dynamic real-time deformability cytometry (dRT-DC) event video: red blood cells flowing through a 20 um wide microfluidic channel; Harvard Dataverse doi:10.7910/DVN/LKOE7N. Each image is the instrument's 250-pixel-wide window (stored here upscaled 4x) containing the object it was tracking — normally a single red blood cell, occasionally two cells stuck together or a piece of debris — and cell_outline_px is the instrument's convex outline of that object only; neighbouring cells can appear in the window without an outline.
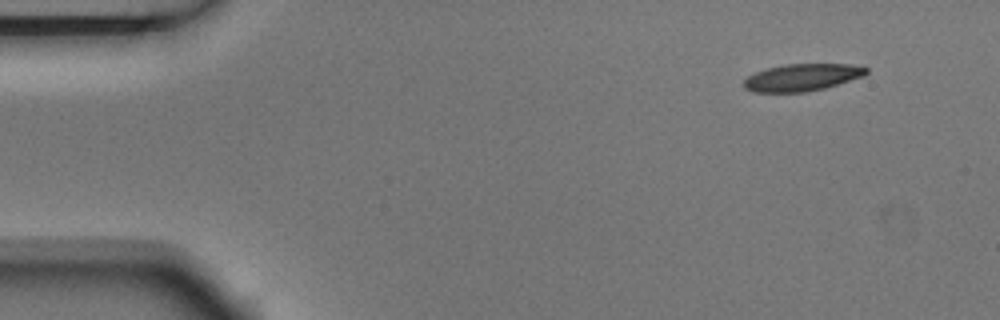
{"species": "Egyptian fruit bat (a non-hibernating species)", "species_latin": "Rousettus aegyptiacus", "temperature_condition": "room temperature", "stored_images_in_passage": 4, "camera_frame_rate_fps": 3000, "um_per_image_px": 0.085, "animal": {"sex": "male"}, "frame": {"image": 1, "passage_image": 1, "time_ms": 0.0, "image_size_px": [1000, 320], "cell_outline_px": [[868, 72], [864, 76], [824, 88], [804, 92], [752, 92], [744, 88], [744, 80], [748, 76], [756, 72], [768, 68], [784, 64], [848, 64], [868, 68]], "centroid_in_image_um": [68.16, 6.58], "position_along_channel_um": 16.8, "area_um2": 19.25}}